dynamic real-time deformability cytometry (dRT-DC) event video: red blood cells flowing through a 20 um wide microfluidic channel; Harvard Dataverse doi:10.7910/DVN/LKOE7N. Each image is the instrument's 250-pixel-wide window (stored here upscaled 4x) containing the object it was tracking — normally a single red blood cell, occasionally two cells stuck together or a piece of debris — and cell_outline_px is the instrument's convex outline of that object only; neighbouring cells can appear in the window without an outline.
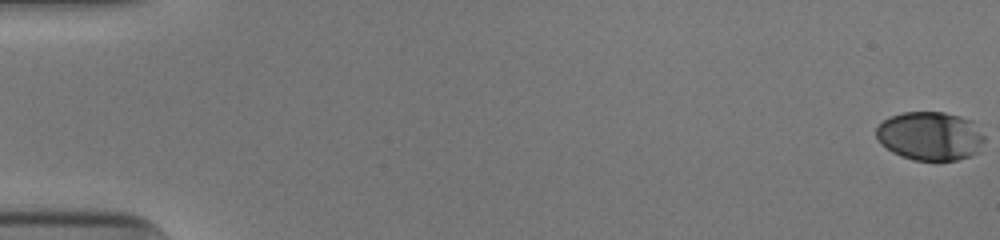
{"species": "human", "species_latin": "Homo sapiens", "temperature_condition": "cold", "stored_images_in_passage": 54, "camera_frame_rate_fps": 3000, "um_per_image_px": 0.085, "donor": {"sex": "male"}, "frame": {"image": 1, "passage_image": 1, "time_ms": 0.0, "image_size_px": [1000, 240], "cell_outline_px": [[984, 140], [980, 152], [972, 156], [956, 160], [912, 160], [900, 156], [892, 152], [880, 144], [876, 136], [876, 128], [888, 116], [904, 112], [944, 112], [960, 116], [972, 120], [984, 136]], "centroid_in_image_um": [79.07, 11.56], "position_along_channel_um": 5.9, "area_um2": 31.1}}
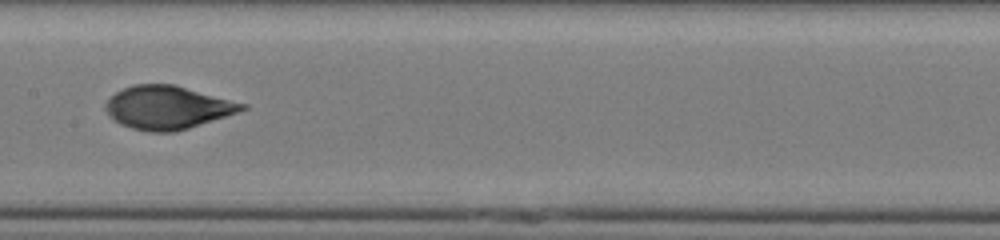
{"frame": {"image": 2, "passage_image": 29, "time_ms": 9.333, "image_size_px": [1000, 240], "cell_outline_px": [[248, 108], [176, 132], [148, 132], [132, 128], [120, 124], [108, 112], [108, 100], [116, 92], [132, 84], [172, 84], [248, 104]], "centroid_in_image_um": [14.26, 9.13], "position_along_channel_um": 193.1, "area_um2": 33.7}}
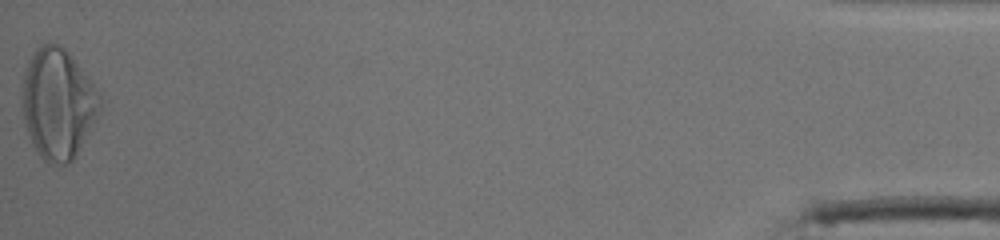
{"frame": {"image": 3, "passage_image": 54, "time_ms": 17.667, "image_size_px": [1000, 240], "cell_outline_px": [[100, 112], [96, 120], [72, 160], [68, 164], [56, 164], [44, 160], [40, 156], [32, 144], [24, 124], [24, 72], [28, 60], [36, 48], [44, 44], [56, 44], [64, 48], [68, 52], [92, 84], [100, 96]], "centroid_in_image_um": [4.92, 8.83], "position_along_channel_um": 430.3, "area_um2": 48.96}, "authors_computed_cell_mechanics": {"area_um2": 33.2639, "velocity_mm_per_s": 3.9371, "shape_relaxation_time_tau1_ms": 4.4686, "shape_relaxation_time_tau2_ms": null, "deformation_change_tau1": 0.199, "deformation_change_tau2": null}}